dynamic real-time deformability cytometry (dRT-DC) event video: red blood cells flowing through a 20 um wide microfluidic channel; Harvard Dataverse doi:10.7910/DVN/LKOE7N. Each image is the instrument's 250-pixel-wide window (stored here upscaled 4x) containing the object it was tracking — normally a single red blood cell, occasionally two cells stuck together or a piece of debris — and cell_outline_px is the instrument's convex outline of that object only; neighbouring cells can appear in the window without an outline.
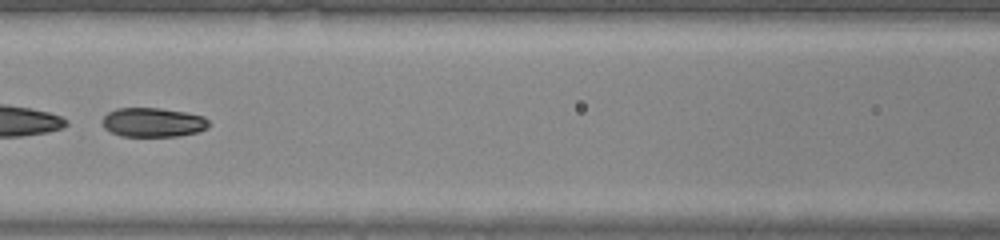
{"species": "common noctule bat (a hibernating species)", "species_latin": "Nyctalus noctula", "temperature_condition": "warm", "stored_images_in_passage": 45, "segment_of_instrument_passage": [2, 2], "camera_frame_rate_fps": 3000, "um_per_image_px": 0.085, "animal": {"sex": "male", "body_mass_g": 20.0, "forearm_length_mm": 53.3}, "frame": {"image": 1, "passage_image": 22, "time_ms": 7.0, "image_size_px": [1000, 240], "cell_outline_px": [[212, 124], [208, 128], [200, 132], [180, 136], [120, 136], [104, 128], [104, 116], [108, 112], [116, 108], [160, 108], [184, 112], [204, 116]], "centroid_in_image_um": [13.07, 10.4], "position_along_channel_um": 153.5, "area_um2": 18.26}}
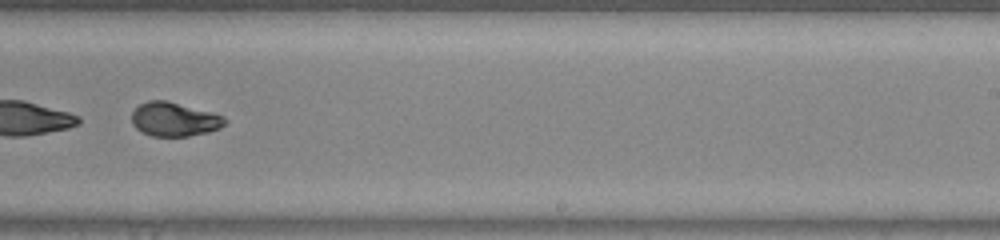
{"frame": {"image": 2, "passage_image": 30, "time_ms": 9.667, "image_size_px": [1000, 240], "cell_outline_px": [[228, 120], [220, 128], [208, 132], [188, 136], [152, 136], [140, 132], [132, 124], [132, 112], [140, 104], [148, 100], [168, 100], [212, 112], [224, 116]], "centroid_in_image_um": [14.81, 10.13], "position_along_channel_um": 274.2, "area_um2": 18.61}}